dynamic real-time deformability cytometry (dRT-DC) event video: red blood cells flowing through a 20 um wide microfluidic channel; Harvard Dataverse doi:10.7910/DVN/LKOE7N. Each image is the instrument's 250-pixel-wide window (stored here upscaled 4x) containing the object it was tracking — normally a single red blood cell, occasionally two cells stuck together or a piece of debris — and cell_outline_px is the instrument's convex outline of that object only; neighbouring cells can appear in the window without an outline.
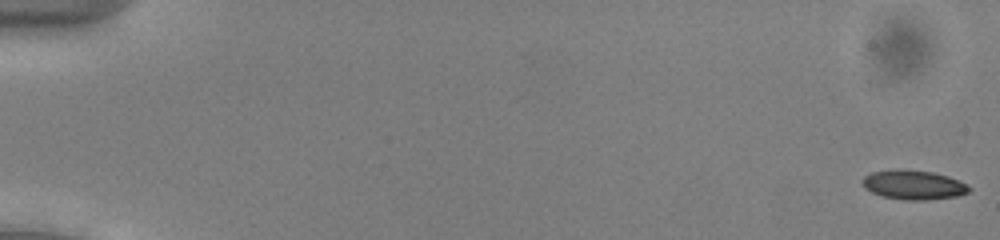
{"species": "common noctule bat (a hibernating species)", "species_latin": "Nyctalus noctula", "temperature_condition": "cold", "stored_images_in_passage": 54, "camera_frame_rate_fps": 3000, "um_per_image_px": 0.085, "animal": {"sex": "male", "body_mass_g": 13.0, "forearm_length_mm": 53.1}, "frame": {"image": 1, "passage_image": 1, "time_ms": 0.0, "image_size_px": [1000, 240], "cell_outline_px": [[972, 188], [968, 192], [956, 196], [928, 200], [904, 200], [880, 196], [864, 188], [860, 184], [860, 180], [864, 176], [872, 172], [896, 168], [932, 172], [948, 176], [968, 184]], "centroid_in_image_um": [77.6, 15.71], "position_along_channel_um": 7.4, "area_um2": 18.55}}
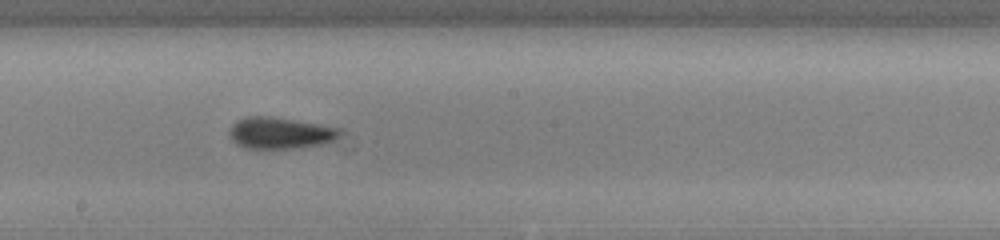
{"frame": {"image": 2, "passage_image": 31, "time_ms": 10.0, "image_size_px": [1000, 240], "cell_outline_px": [[340, 132], [328, 144], [292, 148], [244, 148], [236, 144], [232, 140], [228, 132], [232, 124], [236, 120], [248, 116], [272, 116], [320, 124], [340, 128]], "centroid_in_image_um": [23.77, 11.3], "position_along_channel_um": 224.4, "area_um2": 20.35}}
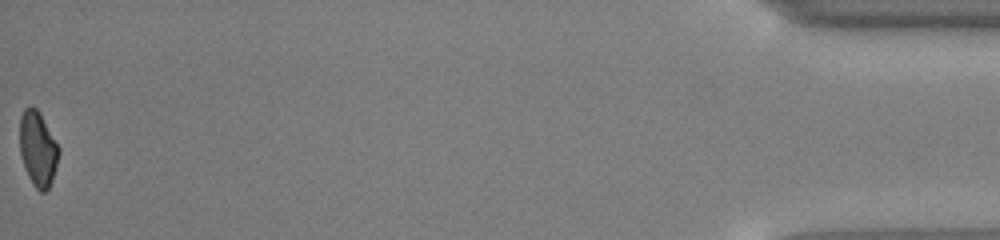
{"frame": {"image": 3, "passage_image": 54, "time_ms": 17.667, "image_size_px": [1000, 240], "cell_outline_px": [[60, 152], [52, 180], [48, 188], [44, 192], [40, 192], [32, 184], [28, 176], [20, 152], [20, 116], [24, 108], [32, 104], [40, 112], [60, 148]], "centroid_in_image_um": [3.22, 12.61], "position_along_channel_um": 432.0, "area_um2": 17.11}, "authors_computed_cell_mechanics": {"area_um2": 18.5538, "velocity_mm_per_s": 3.9194, "shape_relaxation_time_tau1_ms": 4.9039, "shape_relaxation_time_tau2_ms": 2.8204, "deformation_change_tau1": 0.1321, "deformation_change_tau2": 0.093}}